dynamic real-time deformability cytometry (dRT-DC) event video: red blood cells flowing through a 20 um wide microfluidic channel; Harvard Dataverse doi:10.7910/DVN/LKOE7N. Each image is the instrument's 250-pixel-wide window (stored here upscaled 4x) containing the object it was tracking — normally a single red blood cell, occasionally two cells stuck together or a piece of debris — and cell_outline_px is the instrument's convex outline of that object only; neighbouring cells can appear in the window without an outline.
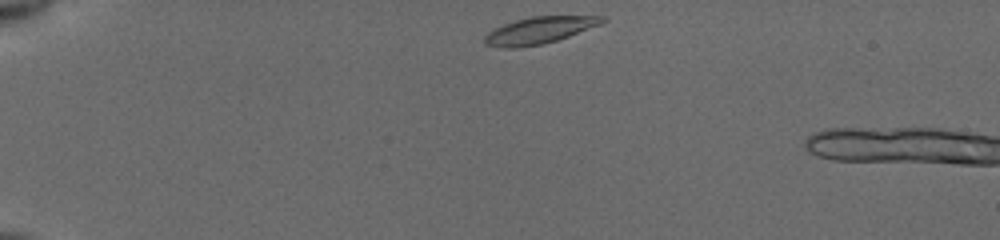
{"species": "common noctule bat (a hibernating species)", "species_latin": "Nyctalus noctula", "temperature_condition": "cold", "stored_images_in_passage": 5, "camera_frame_rate_fps": 3000, "um_per_image_px": 0.085, "animal": {"sex": "female", "body_mass_g": 19.5, "forearm_length_mm": 54.1}, "frame": {"image": 1, "passage_image": 1, "time_ms": 0.0, "image_size_px": [1000, 240], "cell_outline_px": [[608, 20], [600, 24], [568, 36], [556, 40], [540, 44], [516, 48], [504, 48], [484, 44], [484, 36], [488, 32], [504, 24], [516, 20], [532, 16], [604, 16]], "centroid_in_image_um": [45.82, 2.57], "position_along_channel_um": 39.2, "area_um2": 18.09}}